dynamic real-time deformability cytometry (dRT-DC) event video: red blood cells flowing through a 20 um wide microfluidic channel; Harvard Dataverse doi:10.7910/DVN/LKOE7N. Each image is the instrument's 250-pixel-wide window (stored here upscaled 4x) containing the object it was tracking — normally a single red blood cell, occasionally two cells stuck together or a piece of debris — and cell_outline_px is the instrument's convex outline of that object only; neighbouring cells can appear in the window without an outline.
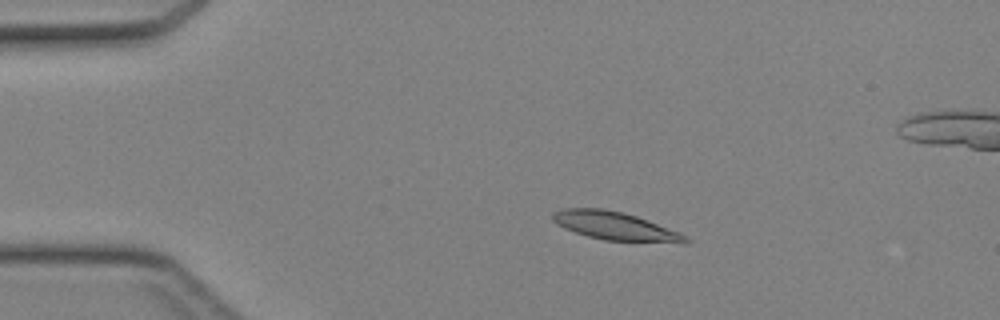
{"species": "Egyptian fruit bat (a non-hibernating species)", "species_latin": "Rousettus aegyptiacus", "temperature_condition": "cold", "stored_images_in_passage": 46, "camera_frame_rate_fps": 3000, "um_per_image_px": 0.085, "animal": {"sex": "female"}, "frame": {"image": 1, "passage_image": 9, "time_ms": 2.667, "image_size_px": [1000, 320], "cell_outline_px": [[692, 240], [688, 244], [684, 244], [604, 240], [588, 236], [564, 228], [556, 224], [552, 220], [552, 212], [564, 208], [604, 208], [624, 212], [636, 216], [680, 232], [688, 236]], "centroid_in_image_um": [52.36, 19.23], "position_along_channel_um": 32.6, "area_um2": 22.31}}
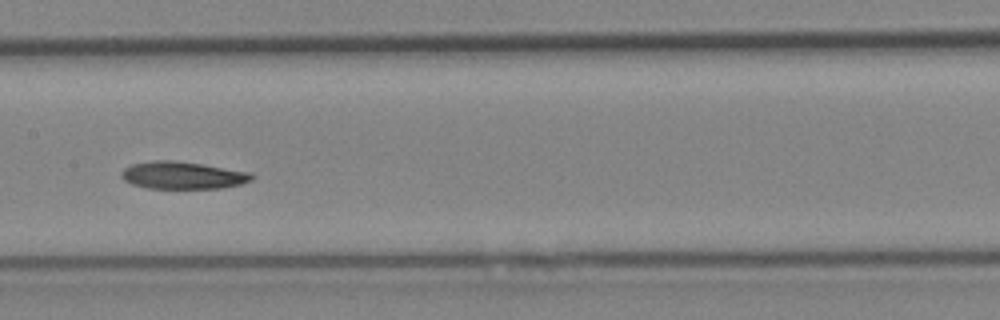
{"frame": {"image": 2, "passage_image": 23, "time_ms": 7.333, "image_size_px": [1000, 320], "cell_outline_px": [[256, 176], [252, 180], [240, 184], [220, 188], [148, 188], [132, 184], [124, 180], [120, 176], [120, 172], [124, 168], [132, 164], [152, 160], [172, 160], [200, 164], [252, 172]], "centroid_in_image_um": [15.52, 14.9], "position_along_channel_um": 191.9, "area_um2": 20.81}}
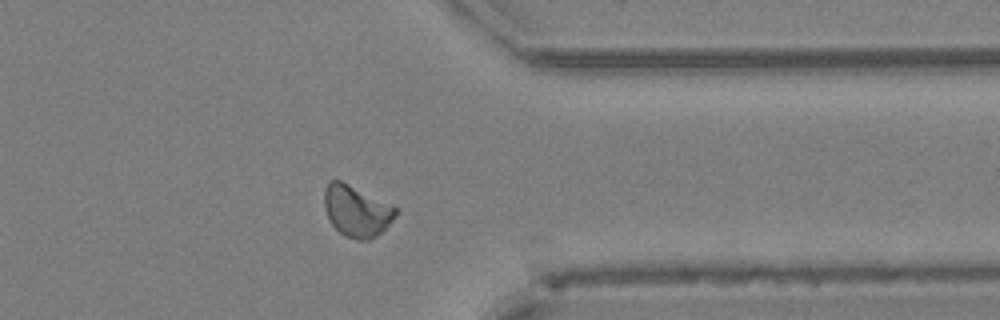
{"frame": {"image": 3, "passage_image": 36, "time_ms": 11.667, "image_size_px": [1000, 320], "cell_outline_px": [[400, 212], [376, 236], [368, 240], [356, 240], [344, 236], [332, 224], [324, 208], [324, 188], [328, 180], [340, 180], [400, 208]], "centroid_in_image_um": [30.32, 17.92], "position_along_channel_um": 381.1, "area_um2": 21.44}}